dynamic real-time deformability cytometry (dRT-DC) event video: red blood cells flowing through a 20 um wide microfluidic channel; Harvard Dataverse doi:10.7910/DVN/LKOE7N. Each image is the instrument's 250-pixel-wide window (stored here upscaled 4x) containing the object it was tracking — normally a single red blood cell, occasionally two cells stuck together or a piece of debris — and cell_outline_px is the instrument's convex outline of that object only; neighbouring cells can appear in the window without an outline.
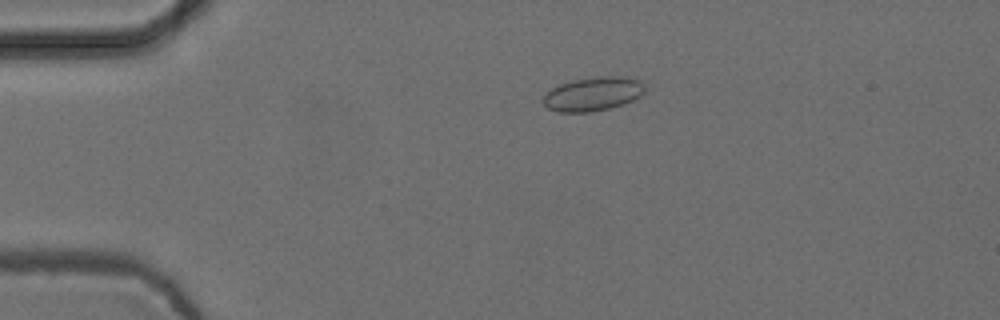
{"species": "common noctule bat (a hibernating species)", "species_latin": "Nyctalus noctula", "temperature_condition": "cold", "stored_images_in_passage": 38, "camera_frame_rate_fps": 3000, "um_per_image_px": 0.085, "animal": {"sex": "female", "body_mass_g": 24.6, "forearm_length_mm": 56.2}, "frame": {"image": 1, "passage_image": 1, "time_ms": 0.0, "image_size_px": [1000, 320], "cell_outline_px": [[644, 92], [640, 96], [624, 104], [608, 108], [588, 112], [560, 112], [548, 108], [544, 104], [544, 96], [552, 88], [560, 84], [572, 80], [596, 76], [628, 76], [644, 80]], "centroid_in_image_um": [50.46, 7.96], "position_along_channel_um": 34.5, "area_um2": 20.17}}
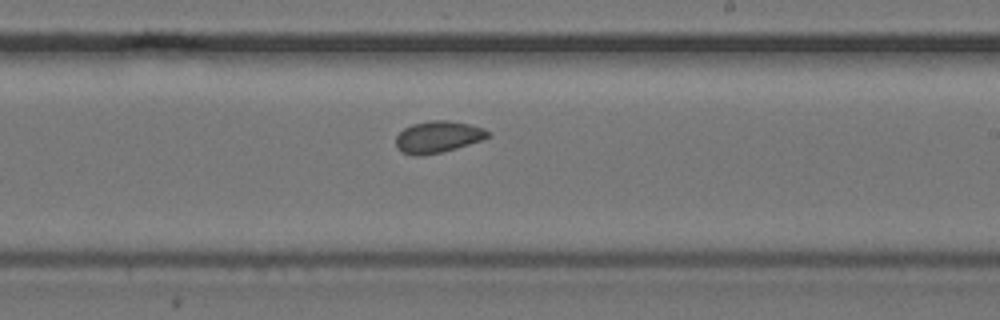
{"frame": {"image": 2, "passage_image": 22, "time_ms": 7.0, "image_size_px": [1000, 320], "cell_outline_px": [[492, 136], [484, 140], [456, 148], [440, 152], [420, 156], [416, 156], [400, 152], [396, 148], [396, 136], [404, 128], [412, 124], [428, 120], [448, 120], [468, 124], [484, 128], [492, 132]], "centroid_in_image_um": [37.25, 11.63], "position_along_channel_um": 251.8, "area_um2": 17.28}}
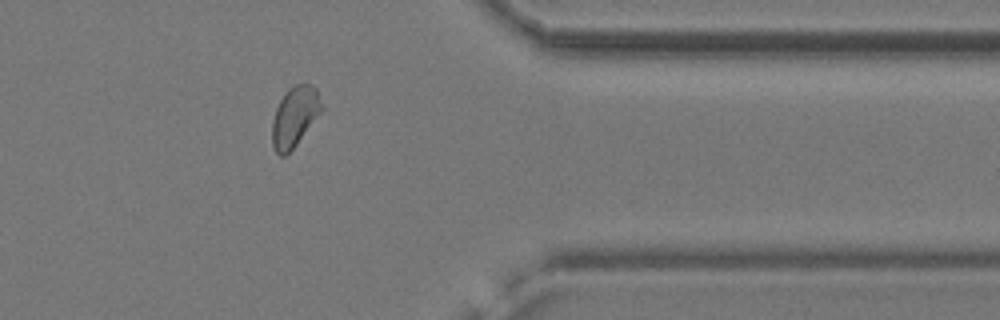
{"frame": {"image": 3, "passage_image": 34, "time_ms": 11.0, "image_size_px": [1000, 320], "cell_outline_px": [[324, 108], [296, 144], [284, 156], [280, 156], [276, 152], [272, 144], [272, 120], [276, 108], [280, 100], [288, 88], [292, 84], [308, 84], [316, 88]], "centroid_in_image_um": [25.04, 9.89], "position_along_channel_um": 386.4, "area_um2": 17.17}, "authors_computed_cell_mechanics": {"area_um2": 16.9932, "velocity_mm_per_s": 3.725, "shape_relaxation_time_tau1_ms": null, "shape_relaxation_time_tau2_ms": 2.8622, "deformation_change_tau1": null, "deformation_change_tau2": 0.0703}}